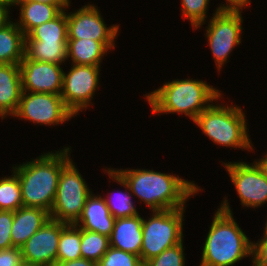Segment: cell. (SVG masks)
<instances>
[{"instance_id":"13","label":"cell","mask_w":267,"mask_h":266,"mask_svg":"<svg viewBox=\"0 0 267 266\" xmlns=\"http://www.w3.org/2000/svg\"><path fill=\"white\" fill-rule=\"evenodd\" d=\"M68 224L52 218L35 232L21 247L24 263L55 266L61 231Z\"/></svg>"},{"instance_id":"12","label":"cell","mask_w":267,"mask_h":266,"mask_svg":"<svg viewBox=\"0 0 267 266\" xmlns=\"http://www.w3.org/2000/svg\"><path fill=\"white\" fill-rule=\"evenodd\" d=\"M238 194L241 206L257 209L267 203V179L253 161H220Z\"/></svg>"},{"instance_id":"28","label":"cell","mask_w":267,"mask_h":266,"mask_svg":"<svg viewBox=\"0 0 267 266\" xmlns=\"http://www.w3.org/2000/svg\"><path fill=\"white\" fill-rule=\"evenodd\" d=\"M211 0H181V14L183 19L189 20L193 29H202L207 24L208 9Z\"/></svg>"},{"instance_id":"2","label":"cell","mask_w":267,"mask_h":266,"mask_svg":"<svg viewBox=\"0 0 267 266\" xmlns=\"http://www.w3.org/2000/svg\"><path fill=\"white\" fill-rule=\"evenodd\" d=\"M71 148L64 146L57 151L43 152L30 161L12 166L21 185L24 207L40 208L50 213L61 170L72 159Z\"/></svg>"},{"instance_id":"4","label":"cell","mask_w":267,"mask_h":266,"mask_svg":"<svg viewBox=\"0 0 267 266\" xmlns=\"http://www.w3.org/2000/svg\"><path fill=\"white\" fill-rule=\"evenodd\" d=\"M223 93L204 80L173 79L146 93V102L155 115L184 114L192 122Z\"/></svg>"},{"instance_id":"34","label":"cell","mask_w":267,"mask_h":266,"mask_svg":"<svg viewBox=\"0 0 267 266\" xmlns=\"http://www.w3.org/2000/svg\"><path fill=\"white\" fill-rule=\"evenodd\" d=\"M251 0H225L221 5L219 4L216 9L218 11H242L247 8Z\"/></svg>"},{"instance_id":"31","label":"cell","mask_w":267,"mask_h":266,"mask_svg":"<svg viewBox=\"0 0 267 266\" xmlns=\"http://www.w3.org/2000/svg\"><path fill=\"white\" fill-rule=\"evenodd\" d=\"M14 212L0 210V250L12 248L11 229Z\"/></svg>"},{"instance_id":"39","label":"cell","mask_w":267,"mask_h":266,"mask_svg":"<svg viewBox=\"0 0 267 266\" xmlns=\"http://www.w3.org/2000/svg\"><path fill=\"white\" fill-rule=\"evenodd\" d=\"M0 4H12V0H0Z\"/></svg>"},{"instance_id":"15","label":"cell","mask_w":267,"mask_h":266,"mask_svg":"<svg viewBox=\"0 0 267 266\" xmlns=\"http://www.w3.org/2000/svg\"><path fill=\"white\" fill-rule=\"evenodd\" d=\"M114 223L115 218L110 213L103 195L92 192L86 200L82 214L74 225L83 230L110 237Z\"/></svg>"},{"instance_id":"5","label":"cell","mask_w":267,"mask_h":266,"mask_svg":"<svg viewBox=\"0 0 267 266\" xmlns=\"http://www.w3.org/2000/svg\"><path fill=\"white\" fill-rule=\"evenodd\" d=\"M220 98L222 99L223 95L202 111L193 123L215 145L253 152V143L248 133V120L242 107L236 104H221Z\"/></svg>"},{"instance_id":"10","label":"cell","mask_w":267,"mask_h":266,"mask_svg":"<svg viewBox=\"0 0 267 266\" xmlns=\"http://www.w3.org/2000/svg\"><path fill=\"white\" fill-rule=\"evenodd\" d=\"M87 3L74 10L75 12L68 13L70 8L66 9L68 39L86 38L100 41L109 51H113L116 47L115 39L120 33V25H106L100 9L95 4Z\"/></svg>"},{"instance_id":"24","label":"cell","mask_w":267,"mask_h":266,"mask_svg":"<svg viewBox=\"0 0 267 266\" xmlns=\"http://www.w3.org/2000/svg\"><path fill=\"white\" fill-rule=\"evenodd\" d=\"M66 10H62L55 18L33 28L25 40L41 41L43 43H67Z\"/></svg>"},{"instance_id":"14","label":"cell","mask_w":267,"mask_h":266,"mask_svg":"<svg viewBox=\"0 0 267 266\" xmlns=\"http://www.w3.org/2000/svg\"><path fill=\"white\" fill-rule=\"evenodd\" d=\"M19 66L23 91L61 95L64 72L61 65L30 61L24 56Z\"/></svg>"},{"instance_id":"26","label":"cell","mask_w":267,"mask_h":266,"mask_svg":"<svg viewBox=\"0 0 267 266\" xmlns=\"http://www.w3.org/2000/svg\"><path fill=\"white\" fill-rule=\"evenodd\" d=\"M0 177V210L16 211L23 206L21 185L17 174Z\"/></svg>"},{"instance_id":"11","label":"cell","mask_w":267,"mask_h":266,"mask_svg":"<svg viewBox=\"0 0 267 266\" xmlns=\"http://www.w3.org/2000/svg\"><path fill=\"white\" fill-rule=\"evenodd\" d=\"M69 71L63 72L61 92L65 105L77 116L93 103L95 92L100 85V68L94 65L70 64Z\"/></svg>"},{"instance_id":"25","label":"cell","mask_w":267,"mask_h":266,"mask_svg":"<svg viewBox=\"0 0 267 266\" xmlns=\"http://www.w3.org/2000/svg\"><path fill=\"white\" fill-rule=\"evenodd\" d=\"M81 228L68 224L60 234L57 262H66L82 258L81 256Z\"/></svg>"},{"instance_id":"6","label":"cell","mask_w":267,"mask_h":266,"mask_svg":"<svg viewBox=\"0 0 267 266\" xmlns=\"http://www.w3.org/2000/svg\"><path fill=\"white\" fill-rule=\"evenodd\" d=\"M150 212V218L143 217L142 222L140 251L142 263L181 243L184 239L185 208L150 210Z\"/></svg>"},{"instance_id":"1","label":"cell","mask_w":267,"mask_h":266,"mask_svg":"<svg viewBox=\"0 0 267 266\" xmlns=\"http://www.w3.org/2000/svg\"><path fill=\"white\" fill-rule=\"evenodd\" d=\"M112 169L128 185L134 198L151 211L186 208L188 200L202 189L195 181L173 173L142 168Z\"/></svg>"},{"instance_id":"17","label":"cell","mask_w":267,"mask_h":266,"mask_svg":"<svg viewBox=\"0 0 267 266\" xmlns=\"http://www.w3.org/2000/svg\"><path fill=\"white\" fill-rule=\"evenodd\" d=\"M143 217L134 216L115 218L114 227L109 237L110 246L140 257L142 245Z\"/></svg>"},{"instance_id":"36","label":"cell","mask_w":267,"mask_h":266,"mask_svg":"<svg viewBox=\"0 0 267 266\" xmlns=\"http://www.w3.org/2000/svg\"><path fill=\"white\" fill-rule=\"evenodd\" d=\"M12 1H35V2H40V3H45V4H51V5H56L61 11L66 10L69 8L71 3L70 0H12Z\"/></svg>"},{"instance_id":"27","label":"cell","mask_w":267,"mask_h":266,"mask_svg":"<svg viewBox=\"0 0 267 266\" xmlns=\"http://www.w3.org/2000/svg\"><path fill=\"white\" fill-rule=\"evenodd\" d=\"M110 247L108 236L97 232L81 229V256L82 258L98 262Z\"/></svg>"},{"instance_id":"38","label":"cell","mask_w":267,"mask_h":266,"mask_svg":"<svg viewBox=\"0 0 267 266\" xmlns=\"http://www.w3.org/2000/svg\"><path fill=\"white\" fill-rule=\"evenodd\" d=\"M254 162L257 164L264 177L267 179V152L263 156H261L260 159H255Z\"/></svg>"},{"instance_id":"32","label":"cell","mask_w":267,"mask_h":266,"mask_svg":"<svg viewBox=\"0 0 267 266\" xmlns=\"http://www.w3.org/2000/svg\"><path fill=\"white\" fill-rule=\"evenodd\" d=\"M252 266H267V232L252 242Z\"/></svg>"},{"instance_id":"30","label":"cell","mask_w":267,"mask_h":266,"mask_svg":"<svg viewBox=\"0 0 267 266\" xmlns=\"http://www.w3.org/2000/svg\"><path fill=\"white\" fill-rule=\"evenodd\" d=\"M97 266H143V263L138 255L110 246L97 262Z\"/></svg>"},{"instance_id":"37","label":"cell","mask_w":267,"mask_h":266,"mask_svg":"<svg viewBox=\"0 0 267 266\" xmlns=\"http://www.w3.org/2000/svg\"><path fill=\"white\" fill-rule=\"evenodd\" d=\"M12 4H0V28L7 24L10 20V12Z\"/></svg>"},{"instance_id":"16","label":"cell","mask_w":267,"mask_h":266,"mask_svg":"<svg viewBox=\"0 0 267 266\" xmlns=\"http://www.w3.org/2000/svg\"><path fill=\"white\" fill-rule=\"evenodd\" d=\"M19 64H0V118L12 117L22 95Z\"/></svg>"},{"instance_id":"29","label":"cell","mask_w":267,"mask_h":266,"mask_svg":"<svg viewBox=\"0 0 267 266\" xmlns=\"http://www.w3.org/2000/svg\"><path fill=\"white\" fill-rule=\"evenodd\" d=\"M184 240L143 263V266H185Z\"/></svg>"},{"instance_id":"19","label":"cell","mask_w":267,"mask_h":266,"mask_svg":"<svg viewBox=\"0 0 267 266\" xmlns=\"http://www.w3.org/2000/svg\"><path fill=\"white\" fill-rule=\"evenodd\" d=\"M16 5V6H15ZM12 6L19 8L18 27L26 36L33 28L55 18L61 10L56 5L35 1H12Z\"/></svg>"},{"instance_id":"3","label":"cell","mask_w":267,"mask_h":266,"mask_svg":"<svg viewBox=\"0 0 267 266\" xmlns=\"http://www.w3.org/2000/svg\"><path fill=\"white\" fill-rule=\"evenodd\" d=\"M228 198L219 204L205 242L199 266H234L248 256L252 258V242L234 219Z\"/></svg>"},{"instance_id":"35","label":"cell","mask_w":267,"mask_h":266,"mask_svg":"<svg viewBox=\"0 0 267 266\" xmlns=\"http://www.w3.org/2000/svg\"><path fill=\"white\" fill-rule=\"evenodd\" d=\"M55 266H97V263L85 258H79L66 262H57Z\"/></svg>"},{"instance_id":"21","label":"cell","mask_w":267,"mask_h":266,"mask_svg":"<svg viewBox=\"0 0 267 266\" xmlns=\"http://www.w3.org/2000/svg\"><path fill=\"white\" fill-rule=\"evenodd\" d=\"M25 35L15 20L0 28V64H20L24 58Z\"/></svg>"},{"instance_id":"22","label":"cell","mask_w":267,"mask_h":266,"mask_svg":"<svg viewBox=\"0 0 267 266\" xmlns=\"http://www.w3.org/2000/svg\"><path fill=\"white\" fill-rule=\"evenodd\" d=\"M104 174L108 175L109 179L111 178L112 181L117 183L118 185L122 186L125 191L121 190L117 193H108L107 196L103 198L110 210V213L113 215L114 218H123V217H130L134 216L139 213L137 208L135 207V203L132 201L133 195L130 192L128 185L114 172V170L110 168H103ZM123 191V192H122ZM113 194V195H112Z\"/></svg>"},{"instance_id":"41","label":"cell","mask_w":267,"mask_h":266,"mask_svg":"<svg viewBox=\"0 0 267 266\" xmlns=\"http://www.w3.org/2000/svg\"><path fill=\"white\" fill-rule=\"evenodd\" d=\"M263 232H267V219H266V222H265V226H264Z\"/></svg>"},{"instance_id":"8","label":"cell","mask_w":267,"mask_h":266,"mask_svg":"<svg viewBox=\"0 0 267 266\" xmlns=\"http://www.w3.org/2000/svg\"><path fill=\"white\" fill-rule=\"evenodd\" d=\"M242 11H215L205 29L204 35L211 50L217 72L229 61L231 52L242 41L243 18Z\"/></svg>"},{"instance_id":"20","label":"cell","mask_w":267,"mask_h":266,"mask_svg":"<svg viewBox=\"0 0 267 266\" xmlns=\"http://www.w3.org/2000/svg\"><path fill=\"white\" fill-rule=\"evenodd\" d=\"M109 50L100 42L92 39H68L67 61L71 64L94 65L101 67L104 56Z\"/></svg>"},{"instance_id":"23","label":"cell","mask_w":267,"mask_h":266,"mask_svg":"<svg viewBox=\"0 0 267 266\" xmlns=\"http://www.w3.org/2000/svg\"><path fill=\"white\" fill-rule=\"evenodd\" d=\"M24 56L30 61L63 65L67 62V43H43L25 40Z\"/></svg>"},{"instance_id":"9","label":"cell","mask_w":267,"mask_h":266,"mask_svg":"<svg viewBox=\"0 0 267 266\" xmlns=\"http://www.w3.org/2000/svg\"><path fill=\"white\" fill-rule=\"evenodd\" d=\"M13 118L35 124L59 126L75 118V114L65 105L61 95L23 91Z\"/></svg>"},{"instance_id":"33","label":"cell","mask_w":267,"mask_h":266,"mask_svg":"<svg viewBox=\"0 0 267 266\" xmlns=\"http://www.w3.org/2000/svg\"><path fill=\"white\" fill-rule=\"evenodd\" d=\"M24 263L19 247L0 250V266H21Z\"/></svg>"},{"instance_id":"40","label":"cell","mask_w":267,"mask_h":266,"mask_svg":"<svg viewBox=\"0 0 267 266\" xmlns=\"http://www.w3.org/2000/svg\"><path fill=\"white\" fill-rule=\"evenodd\" d=\"M21 266H44V265H36V264L23 263Z\"/></svg>"},{"instance_id":"18","label":"cell","mask_w":267,"mask_h":266,"mask_svg":"<svg viewBox=\"0 0 267 266\" xmlns=\"http://www.w3.org/2000/svg\"><path fill=\"white\" fill-rule=\"evenodd\" d=\"M49 219V213L40 208L22 206L14 211L11 229L13 247L20 248Z\"/></svg>"},{"instance_id":"7","label":"cell","mask_w":267,"mask_h":266,"mask_svg":"<svg viewBox=\"0 0 267 266\" xmlns=\"http://www.w3.org/2000/svg\"><path fill=\"white\" fill-rule=\"evenodd\" d=\"M90 189L71 159L61 170L53 207L49 213L50 218L66 224H75L82 214L88 196L93 192Z\"/></svg>"}]
</instances>
